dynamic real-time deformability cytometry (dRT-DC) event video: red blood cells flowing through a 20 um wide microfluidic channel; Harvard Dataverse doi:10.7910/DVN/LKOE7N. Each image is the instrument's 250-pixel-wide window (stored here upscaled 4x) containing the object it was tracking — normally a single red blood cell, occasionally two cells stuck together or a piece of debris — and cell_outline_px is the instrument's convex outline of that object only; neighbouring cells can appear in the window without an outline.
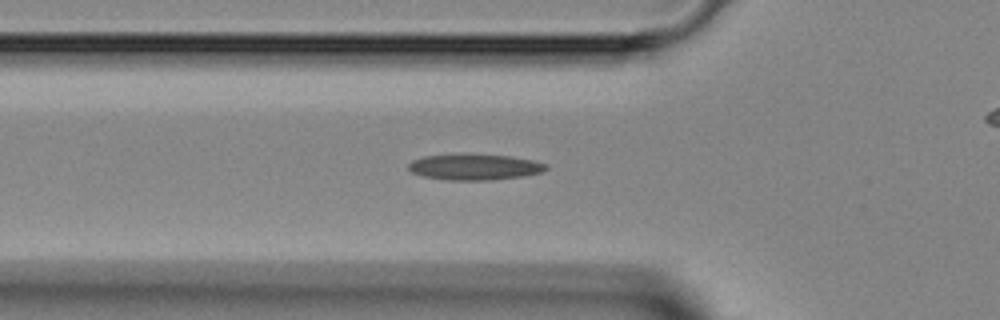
{"species": "Egyptian fruit bat (a non-hibernating species)", "species_latin": "Rousettus aegyptiacus", "temperature_condition": "room temperature", "stored_images_in_passage": 46, "camera_frame_rate_fps": 3000, "um_per_image_px": 0.085, "animal": {"sex": "female"}, "frame": {"image": 1, "passage_image": 14, "time_ms": 4.333, "image_size_px": [1000, 320], "cell_outline_px": [[548, 168], [540, 172], [524, 176], [492, 180], [448, 180], [424, 176], [412, 172], [408, 168], [408, 164], [412, 160], [424, 156], [508, 156], [532, 160], [548, 164]], "centroid_in_image_um": [40.36, 14.23], "position_along_channel_um": 85.4, "area_um2": 20.0}}
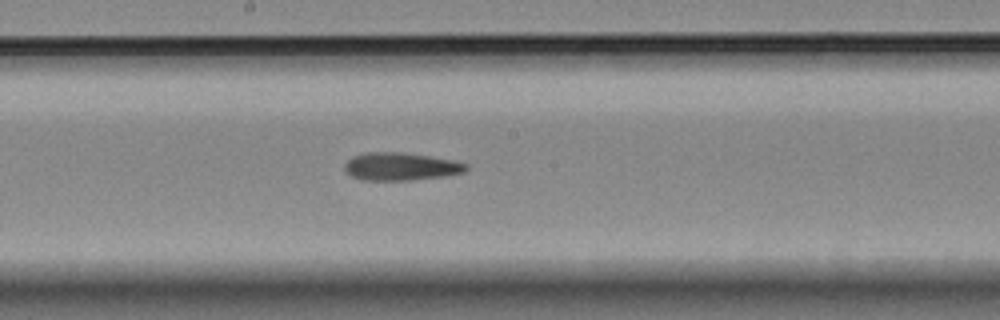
{"frame": {"image": 2, "passage_image": 23, "time_ms": 7.333, "image_size_px": [1000, 320], "cell_outline_px": [[468, 168], [464, 172], [448, 176], [412, 180], [360, 180], [352, 176], [344, 168], [344, 164], [352, 156], [368, 152], [400, 152], [428, 156], [452, 160], [468, 164]], "centroid_in_image_um": [34.07, 14.16], "position_along_channel_um": 214.1, "area_um2": 19.71}}
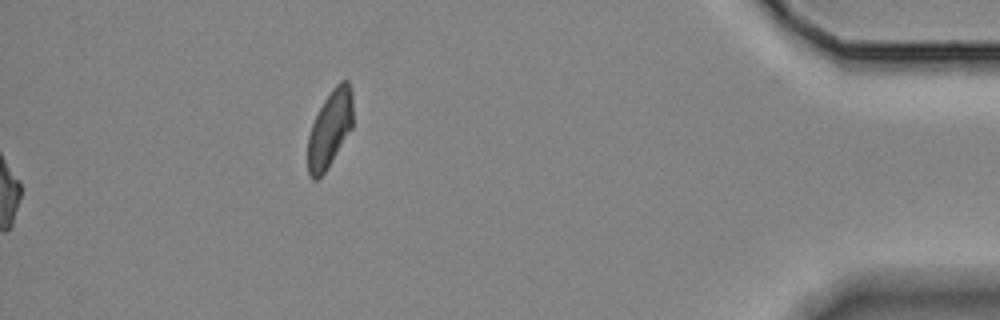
{"frame": {"image": 3, "passage_image": 46, "time_ms": 15.0, "image_size_px": [1000, 320], "cell_outline_px": [[352, 128], [328, 168], [316, 180], [312, 180], [308, 172], [308, 136], [312, 124], [324, 100], [332, 88], [340, 80], [348, 80], [352, 92]], "centroid_in_image_um": [28.04, 10.94], "position_along_channel_um": 407.2, "area_um2": 20.17}}